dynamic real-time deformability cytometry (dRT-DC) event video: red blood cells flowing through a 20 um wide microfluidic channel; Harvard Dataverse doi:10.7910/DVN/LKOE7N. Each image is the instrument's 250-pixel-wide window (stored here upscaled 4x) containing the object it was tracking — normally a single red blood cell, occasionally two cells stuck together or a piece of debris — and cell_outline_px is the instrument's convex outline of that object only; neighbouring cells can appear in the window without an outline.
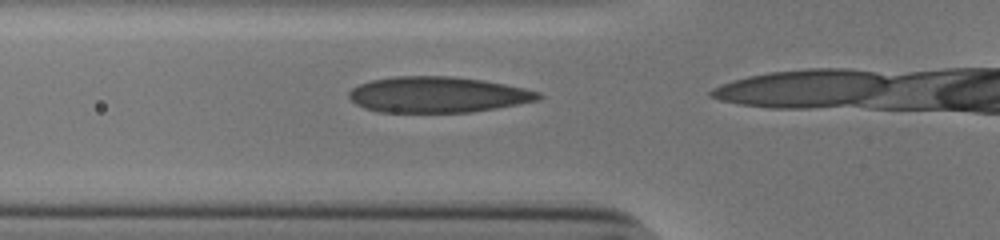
{"species": "human", "species_latin": "Homo sapiens", "temperature_condition": "cold", "stored_images_in_passage": 6, "camera_frame_rate_fps": 3000, "um_per_image_px": 0.085, "donor": {"sex": "male"}, "frame": {"image": 1, "passage_image": 2, "time_ms": 0.333, "image_size_px": [1000, 240], "cell_outline_px": [[544, 96], [540, 100], [496, 108], [472, 112], [380, 112], [364, 108], [356, 104], [348, 96], [348, 92], [352, 88], [360, 84], [372, 80], [396, 76], [452, 76], [484, 80], [524, 88], [540, 92]], "centroid_in_image_um": [37.22, 8.04], "position_along_channel_um": 88.6, "area_um2": 39.65}}
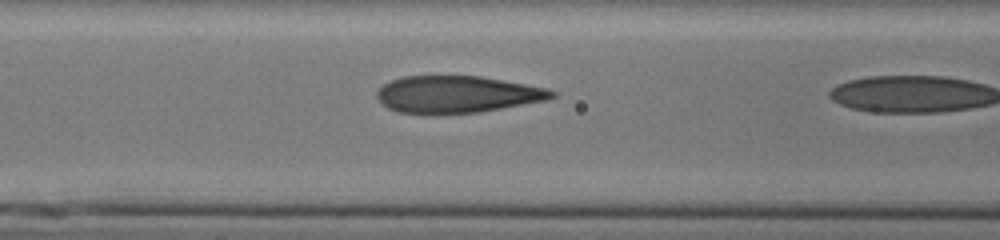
{"frame": {"image": 2, "passage_image": 5, "time_ms": 1.333, "image_size_px": [1000, 240], "cell_outline_px": [[556, 96], [548, 100], [480, 112], [436, 116], [396, 112], [388, 108], [376, 96], [376, 92], [384, 84], [392, 80], [404, 76], [480, 76], [548, 88], [556, 92]], "centroid_in_image_um": [38.85, 8.05], "position_along_channel_um": 127.7, "area_um2": 38.32}}